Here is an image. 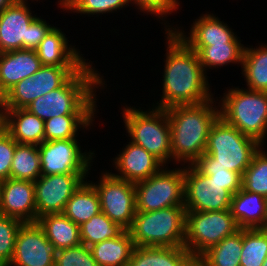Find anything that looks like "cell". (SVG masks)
<instances>
[{"label":"cell","mask_w":267,"mask_h":266,"mask_svg":"<svg viewBox=\"0 0 267 266\" xmlns=\"http://www.w3.org/2000/svg\"><path fill=\"white\" fill-rule=\"evenodd\" d=\"M167 52L163 75L162 97L157 108L195 105L214 99L209 92L206 72L197 52L191 49L171 28H166Z\"/></svg>","instance_id":"6da1fadb"},{"label":"cell","mask_w":267,"mask_h":266,"mask_svg":"<svg viewBox=\"0 0 267 266\" xmlns=\"http://www.w3.org/2000/svg\"><path fill=\"white\" fill-rule=\"evenodd\" d=\"M100 76L92 64L86 62L61 87L38 97L25 109L43 121L62 115H94L95 88H103L105 83Z\"/></svg>","instance_id":"7a4b0ae2"},{"label":"cell","mask_w":267,"mask_h":266,"mask_svg":"<svg viewBox=\"0 0 267 266\" xmlns=\"http://www.w3.org/2000/svg\"><path fill=\"white\" fill-rule=\"evenodd\" d=\"M213 100L166 109L171 129L172 160L176 163L193 164L204 154L210 128L219 117V107H213Z\"/></svg>","instance_id":"3957f363"},{"label":"cell","mask_w":267,"mask_h":266,"mask_svg":"<svg viewBox=\"0 0 267 266\" xmlns=\"http://www.w3.org/2000/svg\"><path fill=\"white\" fill-rule=\"evenodd\" d=\"M219 116L263 146L267 133V92L245 88L227 89Z\"/></svg>","instance_id":"277c9868"},{"label":"cell","mask_w":267,"mask_h":266,"mask_svg":"<svg viewBox=\"0 0 267 266\" xmlns=\"http://www.w3.org/2000/svg\"><path fill=\"white\" fill-rule=\"evenodd\" d=\"M186 209L184 206L143 212L136 211L128 231L135 246L184 247Z\"/></svg>","instance_id":"5b68a950"},{"label":"cell","mask_w":267,"mask_h":266,"mask_svg":"<svg viewBox=\"0 0 267 266\" xmlns=\"http://www.w3.org/2000/svg\"><path fill=\"white\" fill-rule=\"evenodd\" d=\"M122 115L131 141L166 166L172 159L171 129L166 109L154 107L147 112L126 106Z\"/></svg>","instance_id":"8992f818"},{"label":"cell","mask_w":267,"mask_h":266,"mask_svg":"<svg viewBox=\"0 0 267 266\" xmlns=\"http://www.w3.org/2000/svg\"><path fill=\"white\" fill-rule=\"evenodd\" d=\"M260 147L262 145L256 140L244 135L219 116L210 128L204 154L212 156V166L227 168L242 177Z\"/></svg>","instance_id":"52a82bcc"},{"label":"cell","mask_w":267,"mask_h":266,"mask_svg":"<svg viewBox=\"0 0 267 266\" xmlns=\"http://www.w3.org/2000/svg\"><path fill=\"white\" fill-rule=\"evenodd\" d=\"M239 229L230 209L186 212L184 247L197 260L209 248Z\"/></svg>","instance_id":"ba28073f"},{"label":"cell","mask_w":267,"mask_h":266,"mask_svg":"<svg viewBox=\"0 0 267 266\" xmlns=\"http://www.w3.org/2000/svg\"><path fill=\"white\" fill-rule=\"evenodd\" d=\"M164 167L150 178L135 183L136 211L150 212L184 206L185 166L173 170Z\"/></svg>","instance_id":"9c48e42d"},{"label":"cell","mask_w":267,"mask_h":266,"mask_svg":"<svg viewBox=\"0 0 267 266\" xmlns=\"http://www.w3.org/2000/svg\"><path fill=\"white\" fill-rule=\"evenodd\" d=\"M101 175L99 183L91 181L100 198L101 212L128 230L136 213L135 183L117 178L107 171Z\"/></svg>","instance_id":"30bf717a"},{"label":"cell","mask_w":267,"mask_h":266,"mask_svg":"<svg viewBox=\"0 0 267 266\" xmlns=\"http://www.w3.org/2000/svg\"><path fill=\"white\" fill-rule=\"evenodd\" d=\"M184 207L186 212L230 209L232 194L224 185L202 174L193 164L184 171Z\"/></svg>","instance_id":"8fae6325"},{"label":"cell","mask_w":267,"mask_h":266,"mask_svg":"<svg viewBox=\"0 0 267 266\" xmlns=\"http://www.w3.org/2000/svg\"><path fill=\"white\" fill-rule=\"evenodd\" d=\"M78 139L44 141L38 145L42 175L87 174L93 152L81 151ZM90 166V167H89Z\"/></svg>","instance_id":"7c38bea8"},{"label":"cell","mask_w":267,"mask_h":266,"mask_svg":"<svg viewBox=\"0 0 267 266\" xmlns=\"http://www.w3.org/2000/svg\"><path fill=\"white\" fill-rule=\"evenodd\" d=\"M88 174L41 175L35 182L36 222L46 214L62 213Z\"/></svg>","instance_id":"4fadbf2b"},{"label":"cell","mask_w":267,"mask_h":266,"mask_svg":"<svg viewBox=\"0 0 267 266\" xmlns=\"http://www.w3.org/2000/svg\"><path fill=\"white\" fill-rule=\"evenodd\" d=\"M56 250L37 222L22 223L8 266H55Z\"/></svg>","instance_id":"5bb4252c"},{"label":"cell","mask_w":267,"mask_h":266,"mask_svg":"<svg viewBox=\"0 0 267 266\" xmlns=\"http://www.w3.org/2000/svg\"><path fill=\"white\" fill-rule=\"evenodd\" d=\"M0 214L36 222L34 182L8 178L0 183Z\"/></svg>","instance_id":"9a60e30c"},{"label":"cell","mask_w":267,"mask_h":266,"mask_svg":"<svg viewBox=\"0 0 267 266\" xmlns=\"http://www.w3.org/2000/svg\"><path fill=\"white\" fill-rule=\"evenodd\" d=\"M35 18L27 0H16L0 13V40L5 52L27 49L28 27Z\"/></svg>","instance_id":"2e32d148"},{"label":"cell","mask_w":267,"mask_h":266,"mask_svg":"<svg viewBox=\"0 0 267 266\" xmlns=\"http://www.w3.org/2000/svg\"><path fill=\"white\" fill-rule=\"evenodd\" d=\"M113 161L119 173L111 174L132 183L150 178L164 166L156 157L132 141Z\"/></svg>","instance_id":"e0dca14e"},{"label":"cell","mask_w":267,"mask_h":266,"mask_svg":"<svg viewBox=\"0 0 267 266\" xmlns=\"http://www.w3.org/2000/svg\"><path fill=\"white\" fill-rule=\"evenodd\" d=\"M42 63L35 50L19 49L0 57V98L22 79L31 77Z\"/></svg>","instance_id":"ac0fdd59"},{"label":"cell","mask_w":267,"mask_h":266,"mask_svg":"<svg viewBox=\"0 0 267 266\" xmlns=\"http://www.w3.org/2000/svg\"><path fill=\"white\" fill-rule=\"evenodd\" d=\"M173 31L188 46H210L219 43H241L228 25L213 14H203L191 26L189 37L175 28Z\"/></svg>","instance_id":"d6986e66"},{"label":"cell","mask_w":267,"mask_h":266,"mask_svg":"<svg viewBox=\"0 0 267 266\" xmlns=\"http://www.w3.org/2000/svg\"><path fill=\"white\" fill-rule=\"evenodd\" d=\"M68 41L65 34L54 26L35 49L42 65L83 66L86 59Z\"/></svg>","instance_id":"ffe728a7"},{"label":"cell","mask_w":267,"mask_h":266,"mask_svg":"<svg viewBox=\"0 0 267 266\" xmlns=\"http://www.w3.org/2000/svg\"><path fill=\"white\" fill-rule=\"evenodd\" d=\"M230 212L241 229L267 228V198L242 188L232 195Z\"/></svg>","instance_id":"44dd1931"},{"label":"cell","mask_w":267,"mask_h":266,"mask_svg":"<svg viewBox=\"0 0 267 266\" xmlns=\"http://www.w3.org/2000/svg\"><path fill=\"white\" fill-rule=\"evenodd\" d=\"M127 266H196L185 247L135 246Z\"/></svg>","instance_id":"7402d4cb"},{"label":"cell","mask_w":267,"mask_h":266,"mask_svg":"<svg viewBox=\"0 0 267 266\" xmlns=\"http://www.w3.org/2000/svg\"><path fill=\"white\" fill-rule=\"evenodd\" d=\"M4 129L18 144L44 142V121L27 109H5Z\"/></svg>","instance_id":"603a6c76"},{"label":"cell","mask_w":267,"mask_h":266,"mask_svg":"<svg viewBox=\"0 0 267 266\" xmlns=\"http://www.w3.org/2000/svg\"><path fill=\"white\" fill-rule=\"evenodd\" d=\"M37 223L56 251L81 244L79 226L63 213L43 215Z\"/></svg>","instance_id":"cb8c5ba5"},{"label":"cell","mask_w":267,"mask_h":266,"mask_svg":"<svg viewBox=\"0 0 267 266\" xmlns=\"http://www.w3.org/2000/svg\"><path fill=\"white\" fill-rule=\"evenodd\" d=\"M134 241L128 230L120 236L90 246L98 266H127L134 250Z\"/></svg>","instance_id":"d4e9b609"},{"label":"cell","mask_w":267,"mask_h":266,"mask_svg":"<svg viewBox=\"0 0 267 266\" xmlns=\"http://www.w3.org/2000/svg\"><path fill=\"white\" fill-rule=\"evenodd\" d=\"M101 212L100 198L95 187L87 180L67 201L63 214L78 226Z\"/></svg>","instance_id":"484cf974"},{"label":"cell","mask_w":267,"mask_h":266,"mask_svg":"<svg viewBox=\"0 0 267 266\" xmlns=\"http://www.w3.org/2000/svg\"><path fill=\"white\" fill-rule=\"evenodd\" d=\"M241 251L242 229L240 228L204 252L196 260V266H240Z\"/></svg>","instance_id":"4316f807"},{"label":"cell","mask_w":267,"mask_h":266,"mask_svg":"<svg viewBox=\"0 0 267 266\" xmlns=\"http://www.w3.org/2000/svg\"><path fill=\"white\" fill-rule=\"evenodd\" d=\"M189 47L197 52L199 62L205 72L207 68L226 66L228 63L242 64L245 49L241 43H219L210 46Z\"/></svg>","instance_id":"83f0119b"},{"label":"cell","mask_w":267,"mask_h":266,"mask_svg":"<svg viewBox=\"0 0 267 266\" xmlns=\"http://www.w3.org/2000/svg\"><path fill=\"white\" fill-rule=\"evenodd\" d=\"M241 65L247 89L267 92V45L245 47Z\"/></svg>","instance_id":"f1b7e54d"},{"label":"cell","mask_w":267,"mask_h":266,"mask_svg":"<svg viewBox=\"0 0 267 266\" xmlns=\"http://www.w3.org/2000/svg\"><path fill=\"white\" fill-rule=\"evenodd\" d=\"M41 175L38 146L17 144L11 163L10 178L35 182Z\"/></svg>","instance_id":"f546056e"},{"label":"cell","mask_w":267,"mask_h":266,"mask_svg":"<svg viewBox=\"0 0 267 266\" xmlns=\"http://www.w3.org/2000/svg\"><path fill=\"white\" fill-rule=\"evenodd\" d=\"M95 115H62L44 121V141L77 137L78 129L91 126Z\"/></svg>","instance_id":"4dcf8cb0"},{"label":"cell","mask_w":267,"mask_h":266,"mask_svg":"<svg viewBox=\"0 0 267 266\" xmlns=\"http://www.w3.org/2000/svg\"><path fill=\"white\" fill-rule=\"evenodd\" d=\"M126 229L113 222L103 212L79 226L82 244L90 247L95 243L120 236Z\"/></svg>","instance_id":"1f68e13d"},{"label":"cell","mask_w":267,"mask_h":266,"mask_svg":"<svg viewBox=\"0 0 267 266\" xmlns=\"http://www.w3.org/2000/svg\"><path fill=\"white\" fill-rule=\"evenodd\" d=\"M81 67L43 65L30 77L33 80L34 100L61 87Z\"/></svg>","instance_id":"d6a6232c"},{"label":"cell","mask_w":267,"mask_h":266,"mask_svg":"<svg viewBox=\"0 0 267 266\" xmlns=\"http://www.w3.org/2000/svg\"><path fill=\"white\" fill-rule=\"evenodd\" d=\"M267 257V228L242 229L240 266H262Z\"/></svg>","instance_id":"836d02e7"},{"label":"cell","mask_w":267,"mask_h":266,"mask_svg":"<svg viewBox=\"0 0 267 266\" xmlns=\"http://www.w3.org/2000/svg\"><path fill=\"white\" fill-rule=\"evenodd\" d=\"M241 188L267 198V152L261 147L253 155L250 165L242 175Z\"/></svg>","instance_id":"e575fe53"},{"label":"cell","mask_w":267,"mask_h":266,"mask_svg":"<svg viewBox=\"0 0 267 266\" xmlns=\"http://www.w3.org/2000/svg\"><path fill=\"white\" fill-rule=\"evenodd\" d=\"M193 165L204 175H208L212 180L224 185V189L234 195L241 189L242 177L221 166H212V156L203 154Z\"/></svg>","instance_id":"d590c367"},{"label":"cell","mask_w":267,"mask_h":266,"mask_svg":"<svg viewBox=\"0 0 267 266\" xmlns=\"http://www.w3.org/2000/svg\"><path fill=\"white\" fill-rule=\"evenodd\" d=\"M131 0H60L61 9L80 14H104L129 6ZM126 5V6H125Z\"/></svg>","instance_id":"8d00e7d4"},{"label":"cell","mask_w":267,"mask_h":266,"mask_svg":"<svg viewBox=\"0 0 267 266\" xmlns=\"http://www.w3.org/2000/svg\"><path fill=\"white\" fill-rule=\"evenodd\" d=\"M22 221L0 214V266H8L12 260L17 232Z\"/></svg>","instance_id":"74e56055"},{"label":"cell","mask_w":267,"mask_h":266,"mask_svg":"<svg viewBox=\"0 0 267 266\" xmlns=\"http://www.w3.org/2000/svg\"><path fill=\"white\" fill-rule=\"evenodd\" d=\"M55 266H98L85 244L56 251Z\"/></svg>","instance_id":"f35d334b"},{"label":"cell","mask_w":267,"mask_h":266,"mask_svg":"<svg viewBox=\"0 0 267 266\" xmlns=\"http://www.w3.org/2000/svg\"><path fill=\"white\" fill-rule=\"evenodd\" d=\"M4 109H25L34 101L33 80L29 77L14 85L3 97Z\"/></svg>","instance_id":"ab89813d"},{"label":"cell","mask_w":267,"mask_h":266,"mask_svg":"<svg viewBox=\"0 0 267 266\" xmlns=\"http://www.w3.org/2000/svg\"><path fill=\"white\" fill-rule=\"evenodd\" d=\"M18 143L3 129L0 132V180L10 178L11 163Z\"/></svg>","instance_id":"60d3db41"},{"label":"cell","mask_w":267,"mask_h":266,"mask_svg":"<svg viewBox=\"0 0 267 266\" xmlns=\"http://www.w3.org/2000/svg\"><path fill=\"white\" fill-rule=\"evenodd\" d=\"M138 9L145 13L154 14L160 19L171 14L180 6L178 0H131Z\"/></svg>","instance_id":"b9f144b4"},{"label":"cell","mask_w":267,"mask_h":266,"mask_svg":"<svg viewBox=\"0 0 267 266\" xmlns=\"http://www.w3.org/2000/svg\"><path fill=\"white\" fill-rule=\"evenodd\" d=\"M53 27L37 16L28 27L27 49L35 50Z\"/></svg>","instance_id":"7bdbcfd3"},{"label":"cell","mask_w":267,"mask_h":266,"mask_svg":"<svg viewBox=\"0 0 267 266\" xmlns=\"http://www.w3.org/2000/svg\"><path fill=\"white\" fill-rule=\"evenodd\" d=\"M5 109L2 98H0V132L4 129Z\"/></svg>","instance_id":"ee69618b"},{"label":"cell","mask_w":267,"mask_h":266,"mask_svg":"<svg viewBox=\"0 0 267 266\" xmlns=\"http://www.w3.org/2000/svg\"><path fill=\"white\" fill-rule=\"evenodd\" d=\"M16 0H0V13L7 7H10Z\"/></svg>","instance_id":"f6af8a7d"},{"label":"cell","mask_w":267,"mask_h":266,"mask_svg":"<svg viewBox=\"0 0 267 266\" xmlns=\"http://www.w3.org/2000/svg\"><path fill=\"white\" fill-rule=\"evenodd\" d=\"M5 53L4 48L2 46L1 40H0V57Z\"/></svg>","instance_id":"bcb514c9"},{"label":"cell","mask_w":267,"mask_h":266,"mask_svg":"<svg viewBox=\"0 0 267 266\" xmlns=\"http://www.w3.org/2000/svg\"><path fill=\"white\" fill-rule=\"evenodd\" d=\"M262 266H267V257H266V259L264 260V262H263V265Z\"/></svg>","instance_id":"7dc6e473"}]
</instances>
